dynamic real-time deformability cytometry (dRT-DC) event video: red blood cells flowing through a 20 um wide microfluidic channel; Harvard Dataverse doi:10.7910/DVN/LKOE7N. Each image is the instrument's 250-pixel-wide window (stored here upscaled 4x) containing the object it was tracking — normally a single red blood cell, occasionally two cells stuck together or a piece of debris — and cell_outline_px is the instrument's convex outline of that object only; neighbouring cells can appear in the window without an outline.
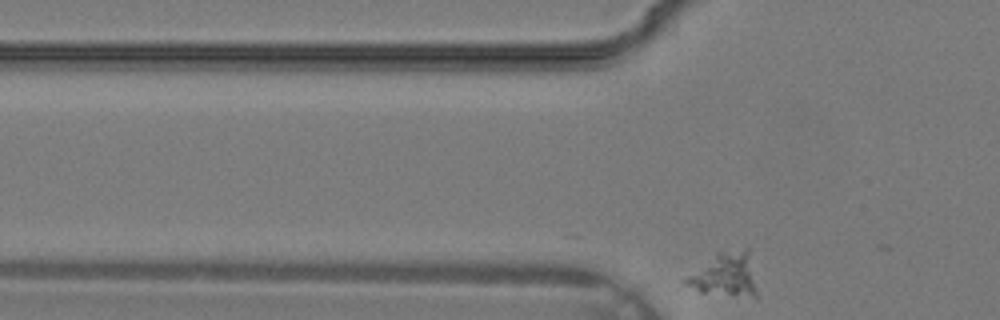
{"species": "common noctule bat (a hibernating species)", "species_latin": "Nyctalus noctula", "temperature_condition": "warm", "stored_images_in_passage": 2, "camera_frame_rate_fps": 3000, "um_per_image_px": 0.085, "animal": {"sex": "male", "body_mass_g": 19.2, "forearm_length_mm": 51.8}, "frame": {"image": 1, "passage_image": 2, "time_ms": 0.333, "image_size_px": [1000, 320], "cell_outline_px": [[760, 296], [756, 300], [700, 292], [688, 284], [684, 280], [688, 276], [716, 252], [748, 248]], "centroid_in_image_um": [61.76, 23.41], "position_along_channel_um": 64.0, "area_um2": 18.67}}